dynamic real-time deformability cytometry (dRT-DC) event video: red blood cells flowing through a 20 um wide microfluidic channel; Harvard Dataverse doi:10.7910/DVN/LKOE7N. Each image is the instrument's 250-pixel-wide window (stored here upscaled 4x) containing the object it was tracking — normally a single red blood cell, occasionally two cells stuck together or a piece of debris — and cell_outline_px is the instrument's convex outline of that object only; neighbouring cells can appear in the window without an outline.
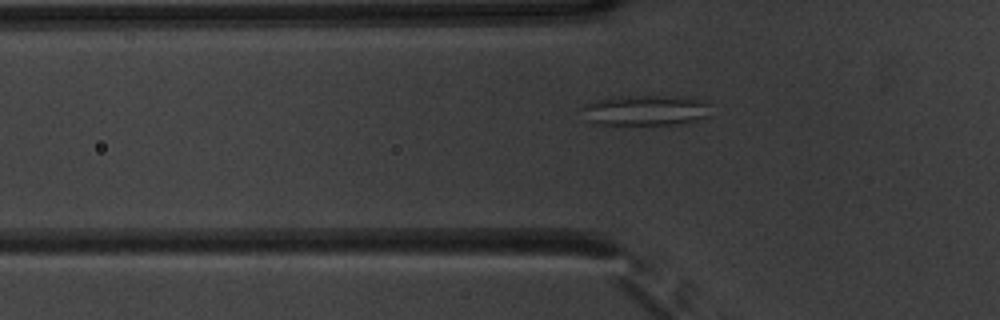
{"species": "common noctule bat (a hibernating species)", "species_latin": "Nyctalus noctula", "temperature_condition": "warm", "stored_images_in_passage": 30, "camera_frame_rate_fps": 3000, "um_per_image_px": 0.085, "animal": {"sex": "male", "body_mass_g": 20.1, "forearm_length_mm": 53.5}, "frame": {"image": 1, "passage_image": 2, "time_ms": 0.333, "image_size_px": [1000, 320], "cell_outline_px": [[708, 116], [688, 124], [596, 124], [588, 120], [580, 108], [584, 104], [600, 100], [620, 96], [664, 96], [704, 100], [708, 104]], "centroid_in_image_um": [54.87, 9.39], "position_along_channel_um": 70.9, "area_um2": 22.6}}
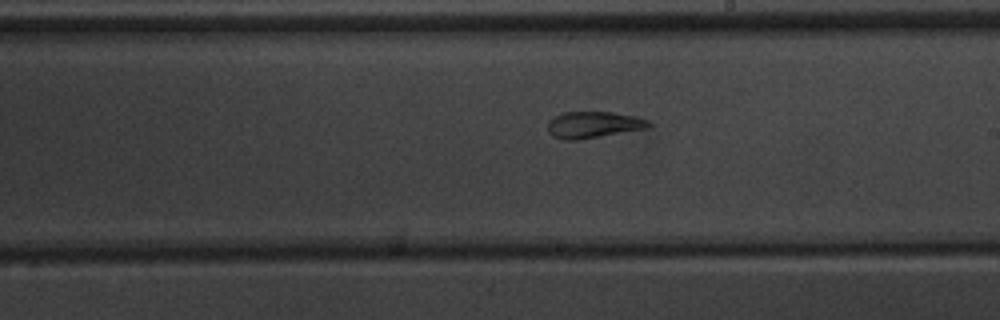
{"frame": {"image": 2, "passage_image": 15, "time_ms": 4.667, "image_size_px": [1000, 320], "cell_outline_px": [[652, 124], [648, 128], [576, 140], [564, 140], [552, 136], [548, 132], [548, 120], [564, 112], [612, 112], [636, 116], [648, 120]], "centroid_in_image_um": [50.43, 10.6], "position_along_channel_um": 238.6, "area_um2": 15.55}}
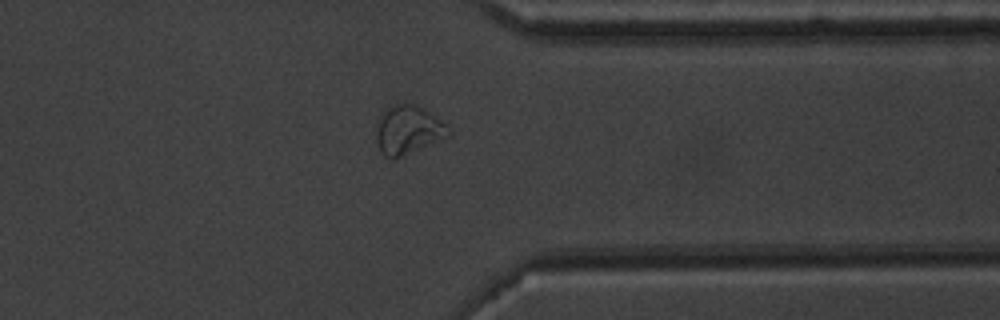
{"frame": {"image": 3, "passage_image": 26, "time_ms": 8.333, "image_size_px": [1000, 320], "cell_outline_px": [[452, 132], [448, 136], [396, 160], [392, 160], [384, 156], [380, 152], [376, 140], [376, 128], [380, 112], [388, 104], [412, 104], [428, 112], [440, 120]], "centroid_in_image_um": [34.61, 11.07], "position_along_channel_um": 376.8, "area_um2": 20.69}, "authors_computed_cell_mechanics": {"area_um2": 15.895, "velocity_mm_per_s": 3.8621, "shape_relaxation_time_tau1_ms": null, "shape_relaxation_time_tau2_ms": 1.9478, "deformation_change_tau1": null, "deformation_change_tau2": 0.0518}}